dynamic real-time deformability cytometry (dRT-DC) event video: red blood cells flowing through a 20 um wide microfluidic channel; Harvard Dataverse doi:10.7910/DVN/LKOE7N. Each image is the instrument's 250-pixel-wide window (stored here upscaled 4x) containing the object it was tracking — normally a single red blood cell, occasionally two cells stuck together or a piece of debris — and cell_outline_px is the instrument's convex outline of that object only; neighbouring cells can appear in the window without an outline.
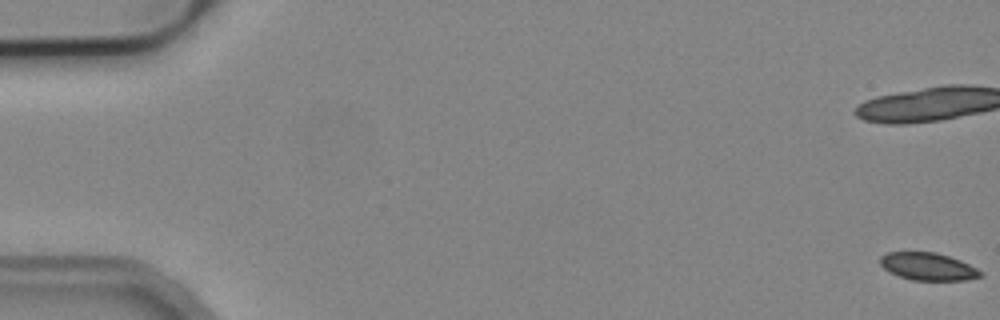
{"species": "common noctule bat (a hibernating species)", "species_latin": "Nyctalus noctula", "temperature_condition": "cold", "stored_images_in_passage": 9, "camera_frame_rate_fps": 3000, "um_per_image_px": 0.085, "animal": {"sex": "male", "body_mass_g": 19.2, "forearm_length_mm": 51.8}, "frame": {"image": 1, "passage_image": 1, "time_ms": 0.0, "image_size_px": [1000, 320], "cell_outline_px": [[984, 276], [964, 280], [912, 280], [888, 272], [880, 264], [880, 256], [888, 252], [936, 252], [960, 260], [984, 272]], "centroid_in_image_um": [78.88, 22.65], "position_along_channel_um": 6.1, "area_um2": 16.13}}